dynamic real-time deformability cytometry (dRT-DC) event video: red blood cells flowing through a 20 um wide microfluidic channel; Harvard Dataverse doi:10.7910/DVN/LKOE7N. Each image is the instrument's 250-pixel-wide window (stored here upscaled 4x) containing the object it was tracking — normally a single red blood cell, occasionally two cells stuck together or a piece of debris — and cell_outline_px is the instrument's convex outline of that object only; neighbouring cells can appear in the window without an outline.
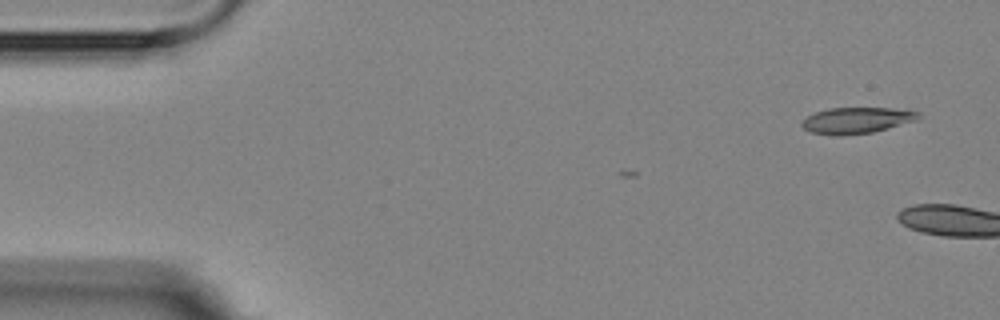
{"species": "Egyptian fruit bat (a non-hibernating species)", "species_latin": "Rousettus aegyptiacus", "temperature_condition": "room temperature", "stored_images_in_passage": 3, "camera_frame_rate_fps": 3000, "um_per_image_px": 0.085, "animal": {"sex": "female"}, "frame": {"image": 1, "passage_image": 1, "time_ms": 0.0, "image_size_px": [1000, 320], "cell_outline_px": [[920, 116], [916, 120], [888, 128], [872, 132], [840, 136], [832, 136], [812, 132], [804, 128], [800, 124], [808, 116], [816, 112], [828, 108], [908, 108], [920, 112]], "centroid_in_image_um": [72.86, 10.22], "position_along_channel_um": 12.1, "area_um2": 17.86}}